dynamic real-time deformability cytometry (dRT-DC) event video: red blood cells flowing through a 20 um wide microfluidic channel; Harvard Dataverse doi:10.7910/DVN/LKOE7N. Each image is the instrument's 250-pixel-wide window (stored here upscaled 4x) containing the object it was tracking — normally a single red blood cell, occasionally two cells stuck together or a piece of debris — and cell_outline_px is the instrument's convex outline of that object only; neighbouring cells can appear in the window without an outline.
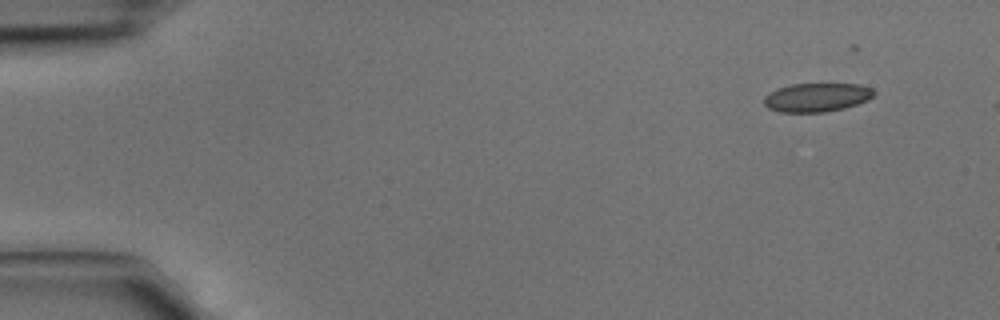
{"species": "common noctule bat (a hibernating species)", "species_latin": "Nyctalus noctula", "temperature_condition": "cold", "stored_images_in_passage": 2, "camera_frame_rate_fps": 3000, "um_per_image_px": 0.085, "animal": {"sex": "male", "body_mass_g": 15.6}, "frame": {"image": 1, "passage_image": 1, "time_ms": 0.0, "image_size_px": [1000, 320], "cell_outline_px": [[876, 92], [868, 100], [844, 108], [824, 112], [780, 112], [768, 108], [764, 104], [764, 96], [768, 92], [776, 88], [792, 84], [860, 84], [872, 88]], "centroid_in_image_um": [69.4, 8.27], "position_along_channel_um": 15.6, "area_um2": 18.5}}